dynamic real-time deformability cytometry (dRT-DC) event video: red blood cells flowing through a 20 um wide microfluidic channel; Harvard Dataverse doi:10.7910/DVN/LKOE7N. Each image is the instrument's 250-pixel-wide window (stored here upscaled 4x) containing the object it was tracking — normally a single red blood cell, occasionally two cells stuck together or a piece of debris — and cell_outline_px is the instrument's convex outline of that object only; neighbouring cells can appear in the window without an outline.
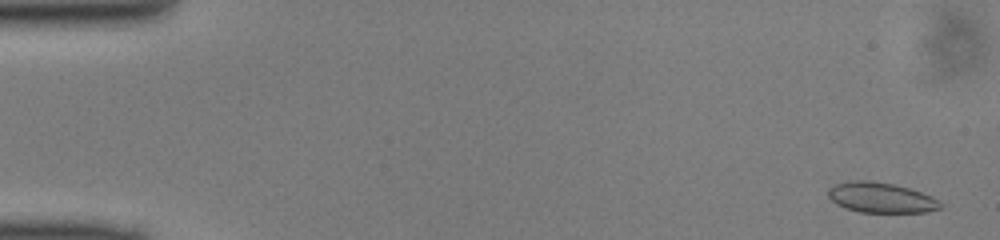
{"species": "common noctule bat (a hibernating species)", "species_latin": "Nyctalus noctula", "temperature_condition": "cold", "stored_images_in_passage": 49, "camera_frame_rate_fps": 3000, "um_per_image_px": 0.085, "animal": {"sex": "male", "body_mass_g": 13.0, "forearm_length_mm": 53.1}, "frame": {"image": 1, "passage_image": 2, "time_ms": 0.333, "image_size_px": [1000, 240], "cell_outline_px": [[944, 204], [940, 208], [928, 212], [860, 212], [844, 208], [836, 204], [828, 196], [828, 188], [836, 184], [848, 180], [868, 180], [892, 184], [908, 188], [932, 196]], "centroid_in_image_um": [74.87, 16.8], "position_along_channel_um": 10.1, "area_um2": 19.83}}
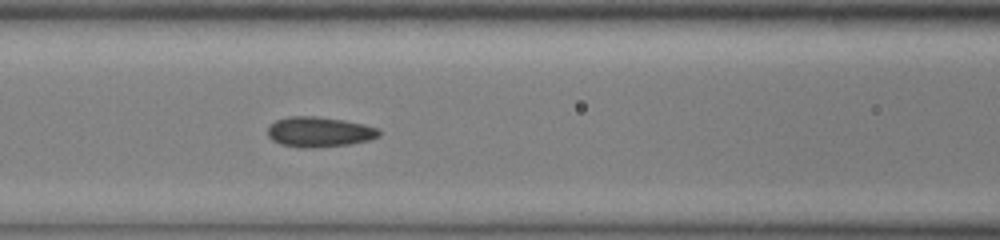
{"frame": {"image": 2, "passage_image": 21, "time_ms": 6.667, "image_size_px": [1000, 240], "cell_outline_px": [[380, 136], [368, 140], [348, 144], [312, 148], [300, 148], [280, 144], [272, 140], [268, 136], [268, 124], [276, 120], [288, 116], [320, 116], [344, 120], [364, 124], [380, 128]], "centroid_in_image_um": [27.12, 11.2], "position_along_channel_um": 139.5, "area_um2": 19.83}}
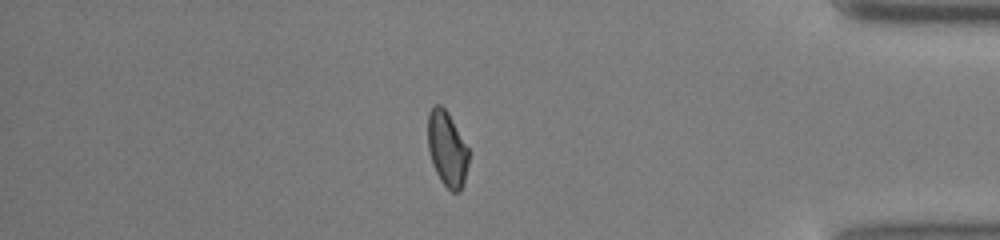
{"frame": {"image": 3, "passage_image": 42, "time_ms": 13.667, "image_size_px": [1000, 240], "cell_outline_px": [[468, 164], [464, 184], [460, 192], [452, 192], [440, 180], [432, 164], [428, 148], [428, 112], [432, 104], [440, 104], [444, 108], [468, 148]], "centroid_in_image_um": [37.98, 12.68], "position_along_channel_um": 397.2, "area_um2": 17.74}}